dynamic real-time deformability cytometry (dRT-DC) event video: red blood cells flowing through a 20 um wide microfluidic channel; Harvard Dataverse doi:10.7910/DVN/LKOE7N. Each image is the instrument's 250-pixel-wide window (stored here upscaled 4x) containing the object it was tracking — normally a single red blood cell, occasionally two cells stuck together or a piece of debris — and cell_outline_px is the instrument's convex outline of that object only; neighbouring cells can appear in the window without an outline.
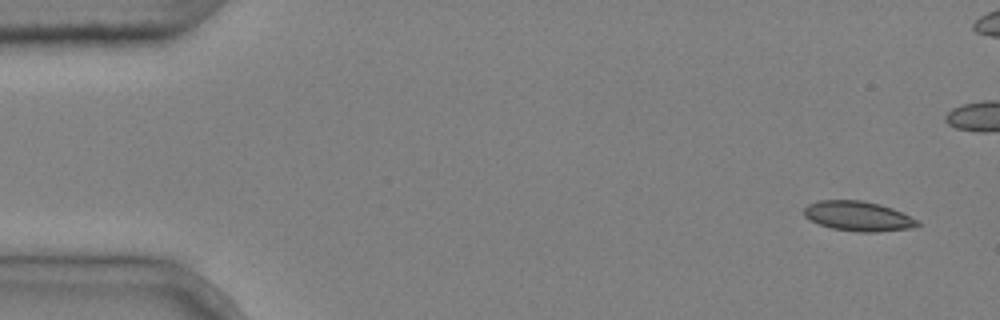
{"species": "common noctule bat (a hibernating species)", "species_latin": "Nyctalus noctula", "temperature_condition": "cold", "stored_images_in_passage": 10, "segment_of_instrument_passage": [1, 2], "camera_frame_rate_fps": 3000, "um_per_image_px": 0.085, "animal": {"sex": "male", "body_mass_g": 20.4}, "frame": {"image": 1, "passage_image": 1, "time_ms": 0.0, "image_size_px": [1000, 320], "cell_outline_px": [[920, 224], [912, 228], [876, 232], [860, 232], [832, 228], [820, 224], [804, 216], [804, 208], [808, 204], [820, 200], [860, 200], [880, 204], [892, 208], [916, 220]], "centroid_in_image_um": [72.92, 18.37], "position_along_channel_um": 12.1, "area_um2": 19.42}}
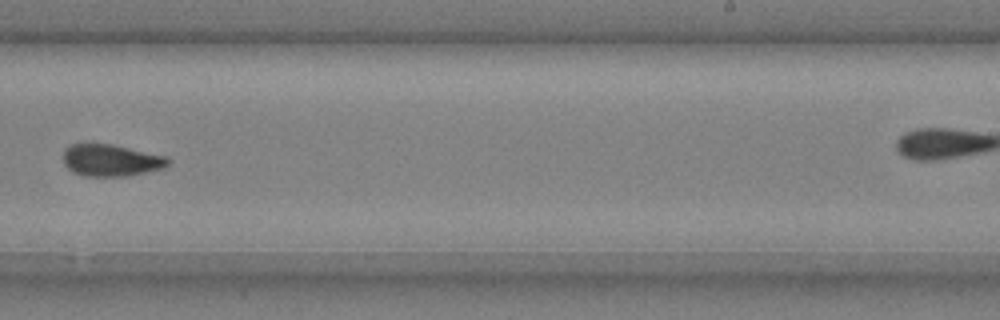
{"frame": {"image": 2, "passage_image": 9, "time_ms": 2.667, "image_size_px": [1000, 320], "cell_outline_px": [[172, 160], [164, 168], [128, 176], [88, 176], [72, 172], [64, 164], [64, 148], [68, 144], [112, 144], [168, 156]], "centroid_in_image_um": [9.46, 13.62], "position_along_channel_um": 279.5, "area_um2": 19.65}}